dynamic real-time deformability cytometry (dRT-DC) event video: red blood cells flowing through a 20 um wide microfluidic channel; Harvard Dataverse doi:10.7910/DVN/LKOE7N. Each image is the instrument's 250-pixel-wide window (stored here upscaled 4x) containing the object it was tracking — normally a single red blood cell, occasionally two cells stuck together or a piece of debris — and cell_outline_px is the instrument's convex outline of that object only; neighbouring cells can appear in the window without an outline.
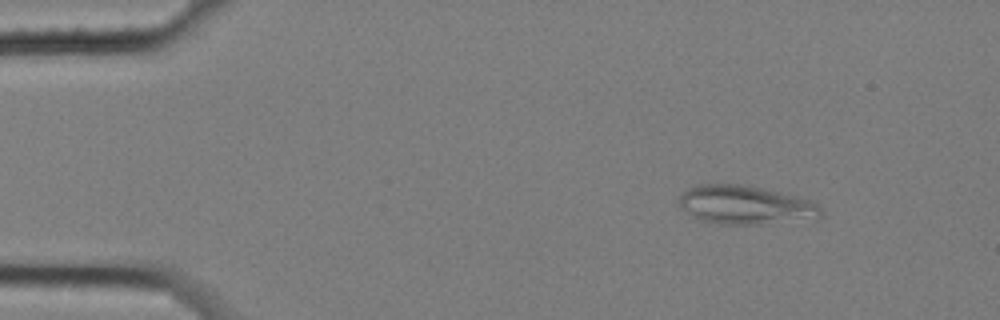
{"species": "common noctule bat (a hibernating species)", "species_latin": "Nyctalus noctula", "temperature_condition": "cold", "stored_images_in_passage": 4, "camera_frame_rate_fps": 3000, "um_per_image_px": 0.085, "animal": {"sex": "female", "body_mass_g": 25.1}, "frame": {"image": 1, "passage_image": 1, "time_ms": 0.0, "image_size_px": [1000, 320], "cell_outline_px": [[824, 216], [816, 220], [768, 224], [720, 224], [700, 220], [692, 216], [680, 208], [680, 196], [692, 184], [752, 184], [812, 200], [820, 208]], "centroid_in_image_um": [63.43, 17.42], "position_along_channel_um": 21.6, "area_um2": 32.95}}